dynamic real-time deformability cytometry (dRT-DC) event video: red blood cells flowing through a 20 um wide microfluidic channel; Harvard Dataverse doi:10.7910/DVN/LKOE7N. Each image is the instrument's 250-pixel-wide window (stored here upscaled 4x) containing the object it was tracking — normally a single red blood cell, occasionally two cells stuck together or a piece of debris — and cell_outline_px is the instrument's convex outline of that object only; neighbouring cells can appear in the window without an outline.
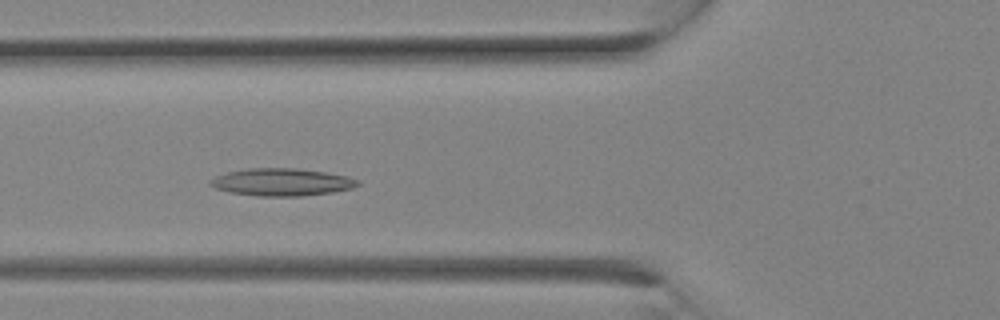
{"species": "Egyptian fruit bat (a non-hibernating species)", "species_latin": "Rousettus aegyptiacus", "temperature_condition": "room temperature", "stored_images_in_passage": 12, "camera_frame_rate_fps": 3000, "um_per_image_px": 0.085, "animal": {"sex": "female"}, "frame": {"image": 1, "passage_image": 9, "time_ms": 2.667, "image_size_px": [1000, 320], "cell_outline_px": [[360, 184], [352, 188], [332, 192], [300, 196], [260, 196], [228, 192], [216, 188], [208, 184], [216, 176], [228, 172], [248, 168], [296, 168], [328, 172], [348, 176], [360, 180]], "centroid_in_image_um": [23.99, 15.47], "position_along_channel_um": 101.8, "area_um2": 23.58}}
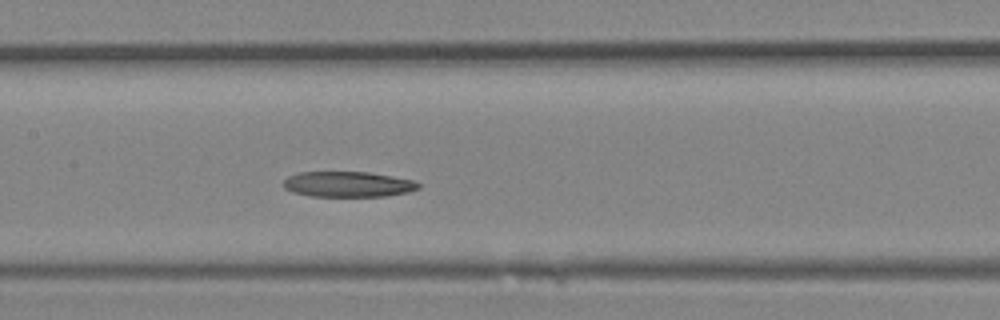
{"frame": {"image": 2, "passage_image": 12, "time_ms": 3.667, "image_size_px": [1000, 320], "cell_outline_px": [[420, 188], [408, 192], [388, 196], [312, 196], [292, 192], [284, 188], [284, 180], [288, 176], [300, 172], [368, 172], [392, 176], [412, 180], [420, 184]], "centroid_in_image_um": [29.58, 15.66], "position_along_channel_um": 177.8, "area_um2": 20.0}}